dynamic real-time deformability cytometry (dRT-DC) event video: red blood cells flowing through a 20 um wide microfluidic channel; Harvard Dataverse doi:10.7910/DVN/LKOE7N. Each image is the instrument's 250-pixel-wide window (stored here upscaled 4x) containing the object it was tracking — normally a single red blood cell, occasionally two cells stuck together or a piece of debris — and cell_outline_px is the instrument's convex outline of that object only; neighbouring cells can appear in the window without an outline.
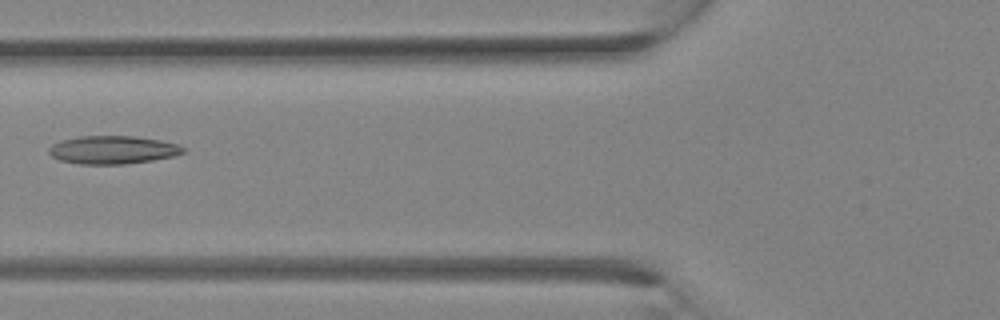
{"species": "Egyptian fruit bat (a non-hibernating species)", "species_latin": "Rousettus aegyptiacus", "temperature_condition": "room temperature", "stored_images_in_passage": 23, "camera_frame_rate_fps": 3000, "um_per_image_px": 0.085, "animal": {"sex": "female"}, "frame": {"image": 1, "passage_image": 4, "time_ms": 1.0, "image_size_px": [1000, 320], "cell_outline_px": [[184, 152], [176, 156], [152, 160], [124, 164], [80, 164], [60, 160], [52, 156], [48, 152], [48, 148], [52, 144], [60, 140], [80, 136], [136, 136], [160, 140], [176, 144], [184, 148]], "centroid_in_image_um": [9.56, 12.73], "position_along_channel_um": 116.2, "area_um2": 22.02}}
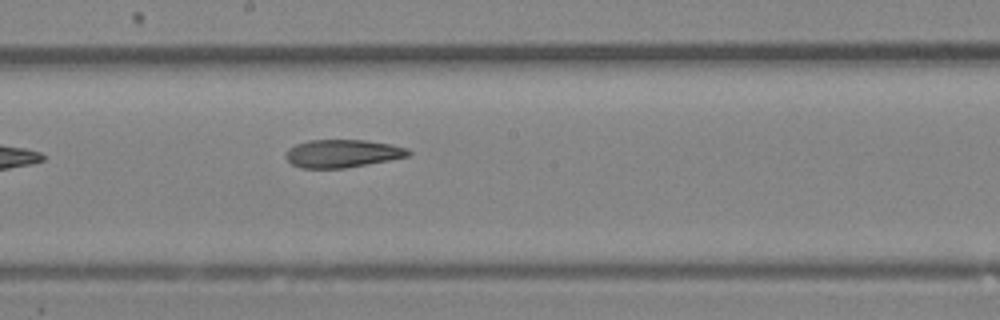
{"frame": {"image": 2, "passage_image": 9, "time_ms": 2.667, "image_size_px": [1000, 320], "cell_outline_px": [[412, 152], [408, 156], [368, 164], [344, 168], [300, 168], [292, 164], [284, 156], [288, 148], [296, 144], [308, 140], [364, 140], [392, 144], [408, 148]], "centroid_in_image_um": [29.09, 13.04], "position_along_channel_um": 219.1, "area_um2": 20.0}}
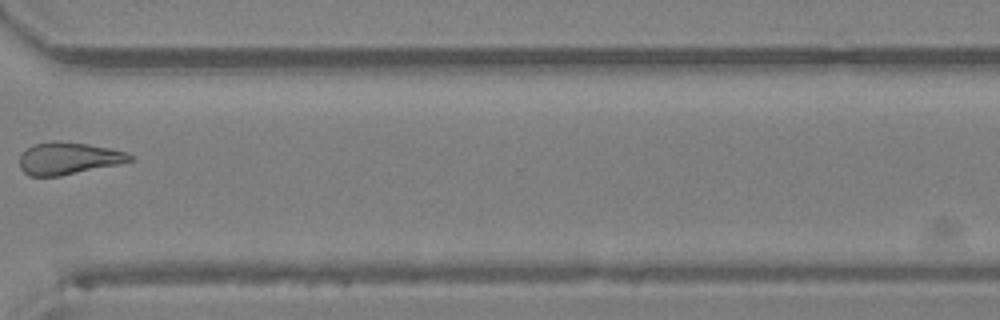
{"frame": {"image": 3, "passage_image": 16, "time_ms": 5.0, "image_size_px": [1000, 320], "cell_outline_px": [[136, 160], [120, 164], [60, 176], [28, 176], [20, 168], [20, 156], [32, 144], [56, 140], [88, 144], [128, 152], [136, 156]], "centroid_in_image_um": [5.87, 13.46], "position_along_channel_um": 364.7, "area_um2": 20.92}}